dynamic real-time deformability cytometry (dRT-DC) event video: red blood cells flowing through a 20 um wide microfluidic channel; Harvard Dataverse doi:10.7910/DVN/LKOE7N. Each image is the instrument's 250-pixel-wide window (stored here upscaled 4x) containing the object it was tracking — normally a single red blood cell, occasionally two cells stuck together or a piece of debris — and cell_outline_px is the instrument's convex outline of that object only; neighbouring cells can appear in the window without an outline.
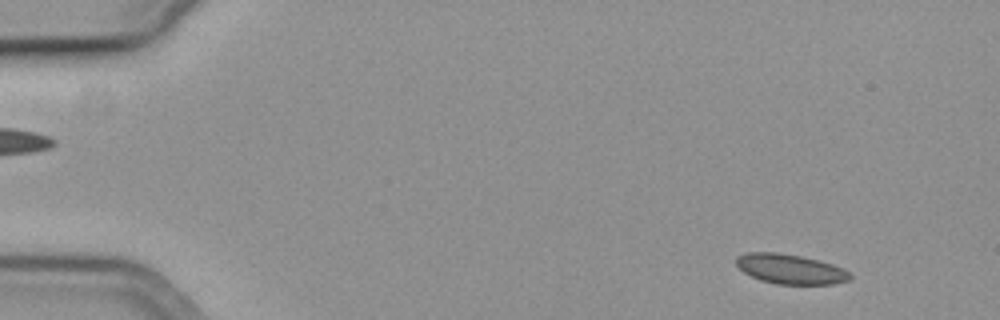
{"species": "common noctule bat (a hibernating species)", "species_latin": "Nyctalus noctula", "temperature_condition": "cold", "stored_images_in_passage": 54, "camera_frame_rate_fps": 3000, "um_per_image_px": 0.085, "animal": {"sex": "female", "body_mass_g": 19.3, "forearm_length_mm": 54.1}, "frame": {"image": 1, "passage_image": 3, "time_ms": 0.667, "image_size_px": [1000, 320], "cell_outline_px": [[852, 276], [848, 280], [832, 284], [776, 284], [760, 280], [744, 272], [736, 264], [736, 256], [744, 252], [776, 252], [800, 256], [832, 264], [844, 268]], "centroid_in_image_um": [67.15, 22.86], "position_along_channel_um": 17.9, "area_um2": 19.65}}
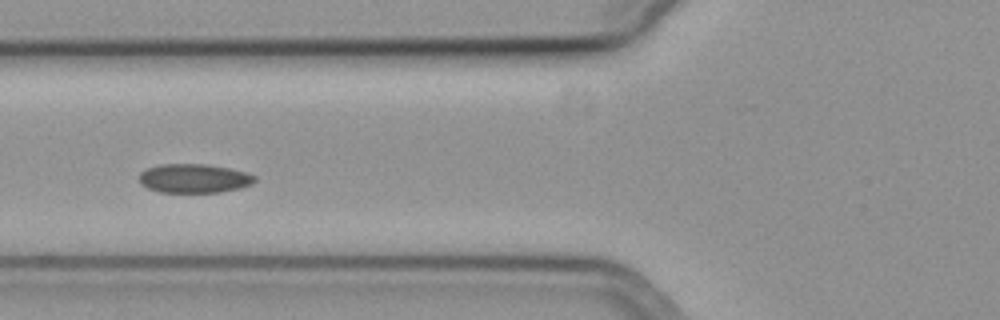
{"frame": {"image": 2, "passage_image": 20, "time_ms": 6.333, "image_size_px": [1000, 320], "cell_outline_px": [[256, 180], [252, 184], [240, 188], [220, 192], [160, 192], [148, 188], [140, 184], [140, 172], [148, 168], [160, 164], [208, 164], [228, 168], [244, 172], [256, 176]], "centroid_in_image_um": [16.49, 15.16], "position_along_channel_um": 109.3, "area_um2": 19.48}}
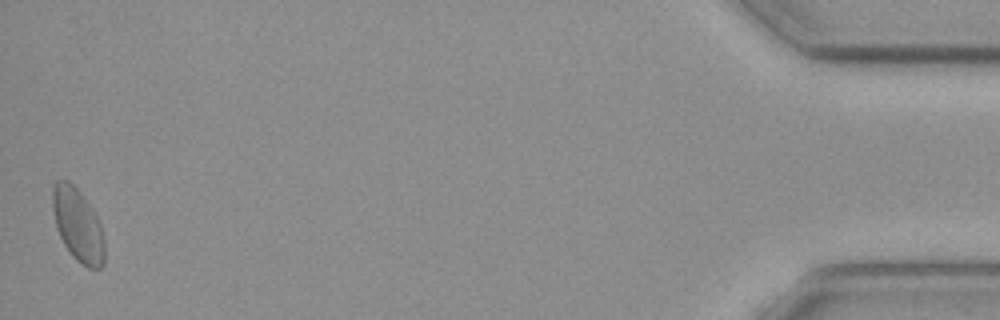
{"frame": {"image": 3, "passage_image": 54, "time_ms": 17.667, "image_size_px": [1000, 320], "cell_outline_px": [[104, 264], [100, 268], [88, 268], [76, 260], [72, 256], [64, 244], [56, 228], [52, 208], [52, 184], [56, 180], [68, 180], [80, 192], [96, 216], [100, 224], [104, 240]], "centroid_in_image_um": [6.59, 19.12], "position_along_channel_um": 428.6, "area_um2": 22.02}, "authors_computed_cell_mechanics": {"area_um2": 20.1144, "velocity_mm_per_s": 3.6594, "shape_relaxation_time_tau1_ms": 4.9314, "shape_relaxation_time_tau2_ms": 6.1774, "deformation_change_tau1": 0.0742, "deformation_change_tau2": 0.0617}}